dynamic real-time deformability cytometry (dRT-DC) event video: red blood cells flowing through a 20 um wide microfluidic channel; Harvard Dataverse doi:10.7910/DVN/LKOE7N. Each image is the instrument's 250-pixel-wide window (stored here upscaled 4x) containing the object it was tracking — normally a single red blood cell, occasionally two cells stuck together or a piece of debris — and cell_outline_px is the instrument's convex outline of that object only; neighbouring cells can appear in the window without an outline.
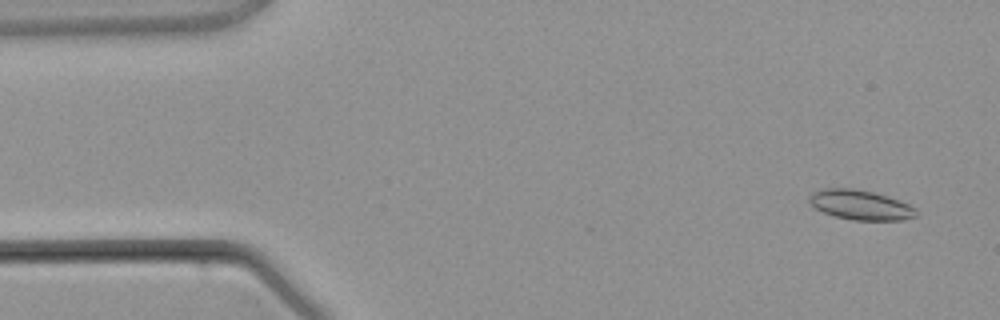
{"species": "common noctule bat (a hibernating species)", "species_latin": "Nyctalus noctula", "temperature_condition": "warm", "stored_images_in_passage": 4, "camera_frame_rate_fps": 3000, "um_per_image_px": 0.085, "animal": {"sex": "male", "body_mass_g": 21.5, "forearm_length_mm": 52.0}, "frame": {"image": 1, "passage_image": 1, "time_ms": 0.0, "image_size_px": [1000, 320], "cell_outline_px": [[920, 212], [916, 216], [900, 220], [852, 220], [836, 216], [824, 212], [816, 208], [808, 200], [808, 196], [812, 192], [824, 188], [852, 188], [872, 192], [908, 204], [916, 208]], "centroid_in_image_um": [73.13, 17.42], "position_along_channel_um": 11.9, "area_um2": 18.32}}
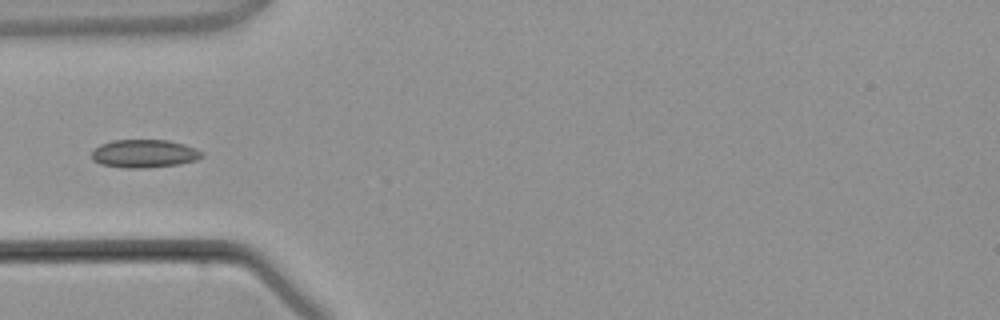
{"frame": {"image": 2, "passage_image": 4, "time_ms": 3.667, "image_size_px": [1000, 320], "cell_outline_px": [[204, 156], [196, 160], [180, 164], [144, 168], [124, 168], [100, 164], [92, 160], [92, 152], [100, 144], [112, 140], [168, 140], [184, 144], [196, 148], [204, 152]], "centroid_in_image_um": [12.28, 13.06], "position_along_channel_um": 72.7, "area_um2": 18.21}}